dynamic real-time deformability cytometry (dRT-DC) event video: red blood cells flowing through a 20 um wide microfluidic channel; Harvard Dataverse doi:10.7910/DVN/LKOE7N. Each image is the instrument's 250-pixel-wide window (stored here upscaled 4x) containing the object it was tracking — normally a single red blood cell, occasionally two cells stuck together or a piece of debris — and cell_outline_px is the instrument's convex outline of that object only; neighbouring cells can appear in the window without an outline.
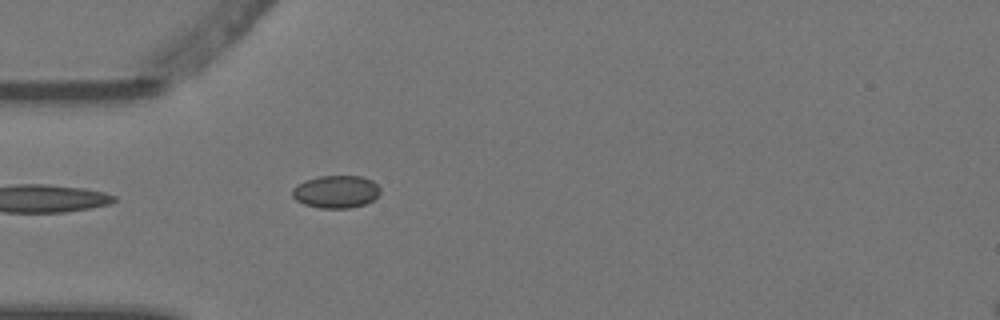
{"species": "Egyptian fruit bat (a non-hibernating species)", "species_latin": "Rousettus aegyptiacus", "temperature_condition": "warm", "stored_images_in_passage": 5, "camera_frame_rate_fps": 3000, "um_per_image_px": 0.085, "animal": {"sex": "female"}, "frame": {"image": 1, "passage_image": 5, "time_ms": 1.333, "image_size_px": [1000, 320], "cell_outline_px": [[380, 192], [372, 200], [364, 204], [348, 208], [320, 208], [304, 204], [296, 200], [292, 196], [292, 188], [296, 184], [304, 180], [320, 176], [360, 176], [372, 180], [380, 188]], "centroid_in_image_um": [28.52, 16.29], "position_along_channel_um": 56.5, "area_um2": 16.7}}